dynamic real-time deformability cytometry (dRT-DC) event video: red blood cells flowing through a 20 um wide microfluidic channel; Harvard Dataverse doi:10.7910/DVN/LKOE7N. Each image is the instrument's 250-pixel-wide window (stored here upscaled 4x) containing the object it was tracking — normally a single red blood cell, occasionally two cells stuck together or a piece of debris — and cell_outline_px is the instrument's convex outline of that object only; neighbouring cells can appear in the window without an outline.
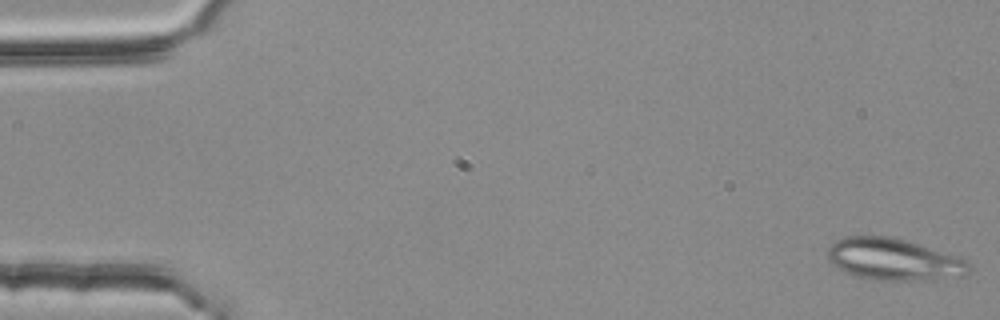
{"species": "common noctule bat (a hibernating species)", "species_latin": "Nyctalus noctula", "temperature_condition": "room temperature", "stored_images_in_passage": 53, "camera_frame_rate_fps": 3000, "um_per_image_px": 0.085, "animal": {"sex": "female", "body_mass_g": 25.1}, "frame": {"image": 1, "passage_image": 1, "time_ms": 0.0, "image_size_px": [1000, 320], "cell_outline_px": [[972, 268], [964, 276], [936, 280], [872, 280], [856, 276], [836, 268], [828, 260], [828, 248], [836, 240], [848, 236], [888, 236], [904, 240], [956, 256], [968, 260]], "centroid_in_image_um": [75.98, 22.07], "position_along_channel_um": 9.0, "area_um2": 34.51}}
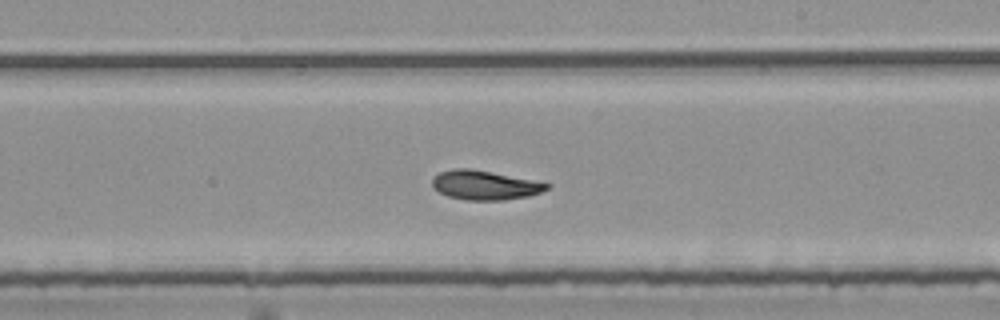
{"frame": {"image": 2, "passage_image": 32, "time_ms": 10.333, "image_size_px": [1000, 320], "cell_outline_px": [[552, 184], [548, 188], [540, 192], [528, 196], [504, 200], [464, 200], [448, 196], [440, 192], [432, 184], [432, 176], [440, 172], [452, 168], [468, 168]], "centroid_in_image_um": [41.17, 15.74], "position_along_channel_um": 247.8, "area_um2": 19.25}}
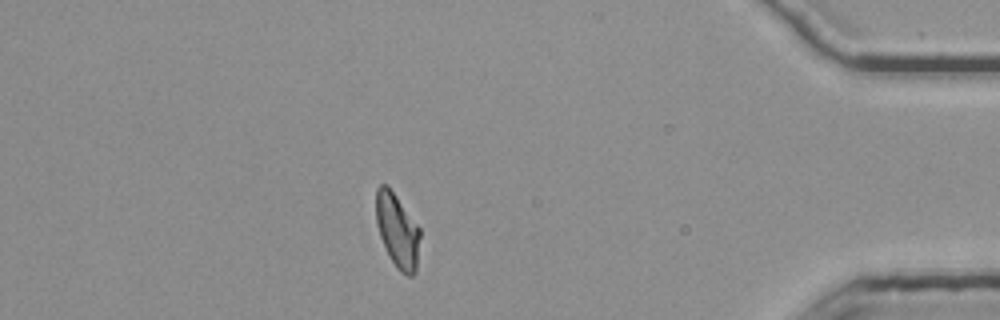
{"frame": {"image": 3, "passage_image": 48, "time_ms": 15.667, "image_size_px": [1000, 320], "cell_outline_px": [[420, 236], [416, 272], [412, 276], [408, 276], [400, 272], [396, 268], [380, 236], [376, 224], [376, 188], [380, 184], [388, 184], [420, 228]], "centroid_in_image_um": [33.78, 19.58], "position_along_channel_um": 401.4, "area_um2": 19.02}, "authors_computed_cell_mechanics": {"area_um2": 19.652, "velocity_mm_per_s": 3.7317, "shape_relaxation_time_tau1_ms": 5.3323, "shape_relaxation_time_tau2_ms": 4.7272, "deformation_change_tau1": 0.1674, "deformation_change_tau2": 0.1063}}